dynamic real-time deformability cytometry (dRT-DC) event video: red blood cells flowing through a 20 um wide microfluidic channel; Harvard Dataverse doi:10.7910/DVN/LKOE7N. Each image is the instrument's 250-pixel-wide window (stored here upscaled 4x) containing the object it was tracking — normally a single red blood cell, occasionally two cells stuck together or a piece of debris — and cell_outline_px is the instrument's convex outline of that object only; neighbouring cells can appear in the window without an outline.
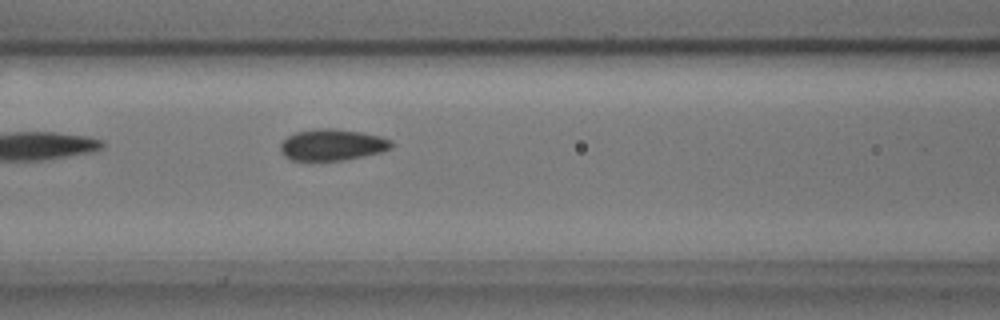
{"species": "common noctule bat (a hibernating species)", "species_latin": "Nyctalus noctula", "temperature_condition": "cold", "stored_images_in_passage": 5, "camera_frame_rate_fps": 3000, "um_per_image_px": 0.085, "animal": {"sex": "male", "body_mass_g": 17.9, "forearm_length_mm": 54.2}, "frame": {"image": 1, "passage_image": 5, "time_ms": 1.333, "image_size_px": [1000, 320], "cell_outline_px": [[396, 144], [392, 148], [380, 152], [364, 156], [340, 160], [292, 160], [284, 156], [280, 152], [280, 144], [288, 136], [296, 132], [316, 128], [336, 128], [360, 132], [380, 136], [392, 140]], "centroid_in_image_um": [28.26, 12.3], "position_along_channel_um": 138.3, "area_um2": 20.4}}